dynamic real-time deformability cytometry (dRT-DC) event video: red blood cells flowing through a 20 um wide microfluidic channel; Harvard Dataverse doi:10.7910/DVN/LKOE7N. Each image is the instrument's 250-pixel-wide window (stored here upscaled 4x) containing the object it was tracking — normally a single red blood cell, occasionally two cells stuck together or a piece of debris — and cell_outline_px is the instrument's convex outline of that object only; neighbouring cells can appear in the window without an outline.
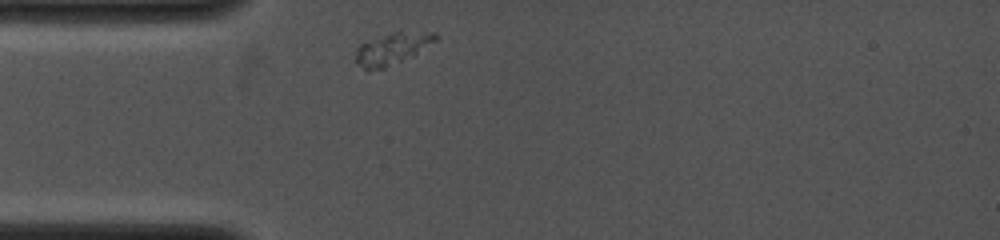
{"species": "common noctule bat (a hibernating species)", "species_latin": "Nyctalus noctula", "temperature_condition": "cold", "stored_images_in_passage": 7, "camera_frame_rate_fps": 4000, "um_per_image_px": 0.085, "animal": {"sex": "female", "body_mass_g": 19.0, "forearm_length_mm": 53.3}, "frame": {"image": 1, "passage_image": 1, "time_ms": 0.0, "image_size_px": [1000, 240], "cell_outline_px": [[440, 36], [436, 40], [412, 56], [384, 68], [368, 72], [356, 64], [356, 48], [360, 44], [396, 32], [436, 32]], "centroid_in_image_um": [33.32, 4.17], "position_along_channel_um": 51.7, "area_um2": 14.51}}
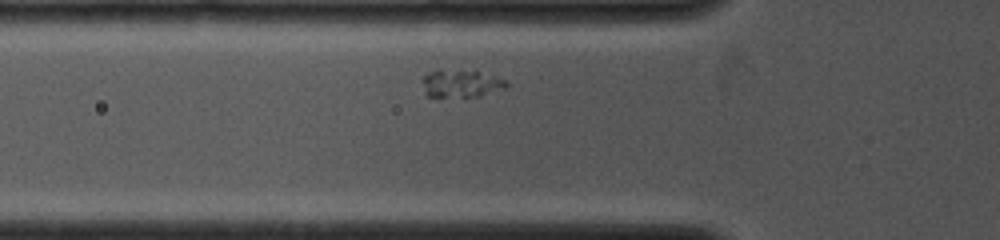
{"frame": {"image": 2, "passage_image": 4, "time_ms": 1.0, "image_size_px": [1000, 240], "cell_outline_px": [[508, 84], [504, 88], [480, 96], [428, 96], [424, 92], [420, 80], [428, 72], [476, 68], [504, 80]], "centroid_in_image_um": [39.18, 7.06], "position_along_channel_um": 86.6, "area_um2": 13.7}}
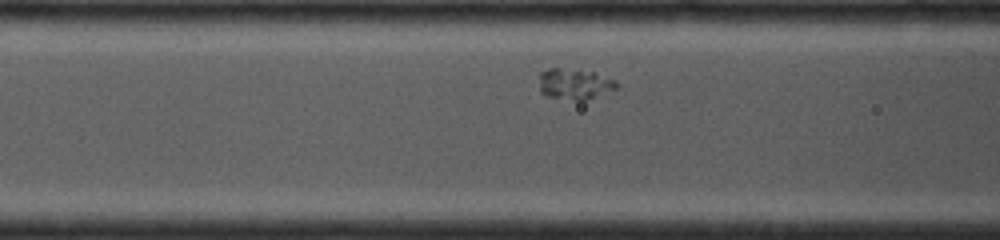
{"frame": {"image": 3, "passage_image": 6, "time_ms": 1.75, "image_size_px": [1000, 240], "cell_outline_px": [[620, 84], [616, 88], [584, 100], [576, 100], [548, 96], [540, 92], [540, 72], [548, 68], [560, 68], [592, 72], [616, 80]], "centroid_in_image_um": [48.82, 7.13], "position_along_channel_um": 117.8, "area_um2": 13.58}}